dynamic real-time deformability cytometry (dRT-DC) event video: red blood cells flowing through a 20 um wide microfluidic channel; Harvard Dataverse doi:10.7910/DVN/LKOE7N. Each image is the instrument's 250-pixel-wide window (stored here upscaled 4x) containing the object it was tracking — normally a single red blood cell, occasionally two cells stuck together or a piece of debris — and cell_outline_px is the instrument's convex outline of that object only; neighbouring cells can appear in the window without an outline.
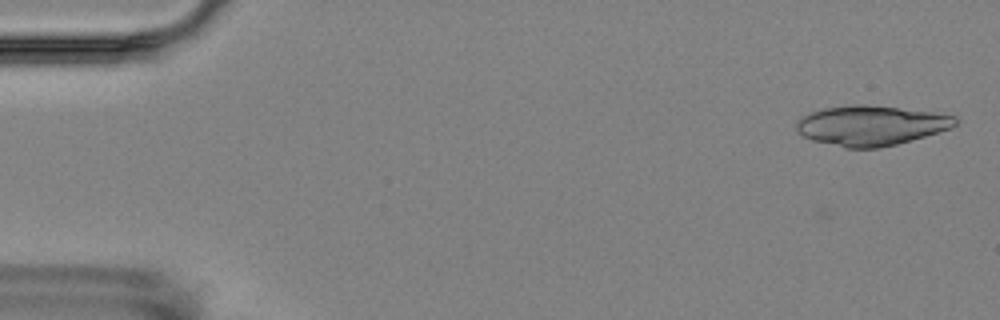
{"species": "Egyptian fruit bat (a non-hibernating species)", "species_latin": "Rousettus aegyptiacus", "temperature_condition": "room temperature", "stored_images_in_passage": 5, "camera_frame_rate_fps": 3000, "um_per_image_px": 0.085, "animal": {"sex": "female"}, "frame": {"image": 1, "passage_image": 1, "time_ms": 0.0, "image_size_px": [1000, 320], "cell_outline_px": [[956, 124], [952, 128], [896, 144], [880, 148], [844, 148], [812, 140], [796, 132], [796, 124], [804, 116], [812, 112], [824, 108], [852, 104], [868, 104], [932, 112], [956, 116]], "centroid_in_image_um": [74.02, 10.67], "position_along_channel_um": 11.0, "area_um2": 36.82}}